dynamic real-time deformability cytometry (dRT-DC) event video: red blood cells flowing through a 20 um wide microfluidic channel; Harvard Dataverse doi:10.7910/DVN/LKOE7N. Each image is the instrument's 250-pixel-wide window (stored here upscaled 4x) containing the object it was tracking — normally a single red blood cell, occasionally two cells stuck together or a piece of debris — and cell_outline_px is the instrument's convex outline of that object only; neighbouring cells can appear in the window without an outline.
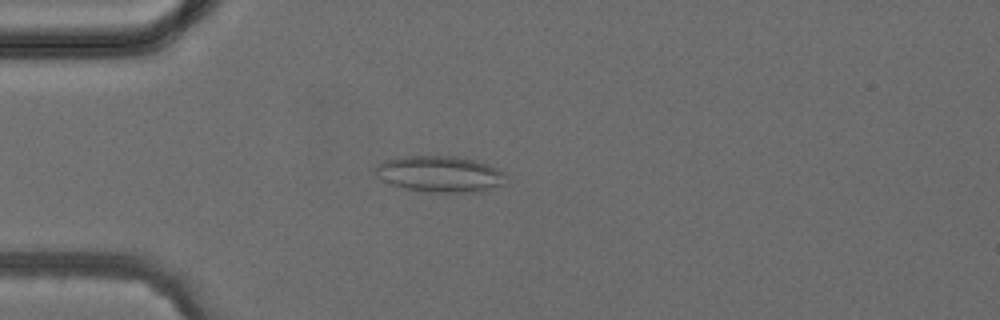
{"species": "common noctule bat (a hibernating species)", "species_latin": "Nyctalus noctula", "temperature_condition": "cold", "stored_images_in_passage": 5, "camera_frame_rate_fps": 3000, "um_per_image_px": 0.085, "animal": {"sex": "female", "body_mass_g": 24.6, "forearm_length_mm": 56.2}, "frame": {"image": 1, "passage_image": 5, "time_ms": 4.667, "image_size_px": [1000, 320], "cell_outline_px": [[504, 184], [480, 192], [420, 192], [404, 188], [392, 184], [376, 176], [376, 168], [380, 164], [388, 160], [404, 156], [456, 156], [476, 160], [488, 164], [504, 172]], "centroid_in_image_um": [37.43, 14.8], "position_along_channel_um": 47.6, "area_um2": 27.4}}